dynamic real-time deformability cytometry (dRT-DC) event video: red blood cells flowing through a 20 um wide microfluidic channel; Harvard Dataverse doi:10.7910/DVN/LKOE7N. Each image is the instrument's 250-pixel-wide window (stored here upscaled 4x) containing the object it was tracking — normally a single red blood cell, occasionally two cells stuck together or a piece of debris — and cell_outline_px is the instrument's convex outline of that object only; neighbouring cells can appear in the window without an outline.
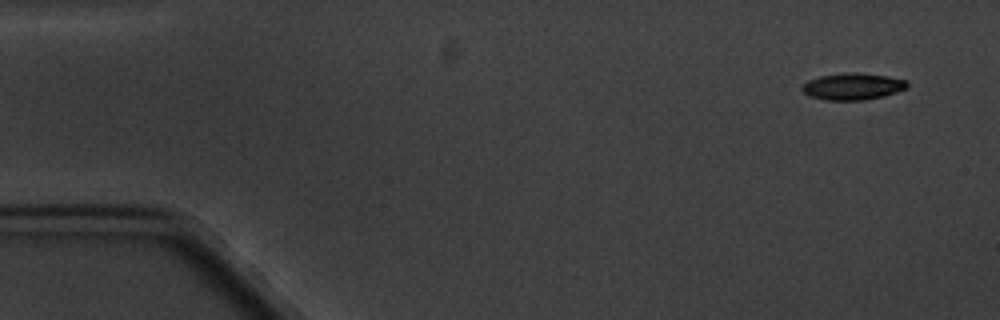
{"species": "common noctule bat (a hibernating species)", "species_latin": "Nyctalus noctula", "temperature_condition": "cold", "stored_images_in_passage": 5, "segment_of_instrument_passage": [2, 2], "camera_frame_rate_fps": 3000, "um_per_image_px": 0.085, "animal": {"sex": "male", "body_mass_g": 20.1, "forearm_length_mm": 53.5}, "frame": {"image": 1, "passage_image": 5, "time_ms": 5.333, "image_size_px": [1000, 320], "cell_outline_px": [[908, 88], [884, 96], [864, 100], [824, 100], [812, 96], [804, 92], [800, 88], [808, 80], [820, 76], [848, 72], [856, 72], [888, 76], [904, 80], [908, 84]], "centroid_in_image_um": [72.49, 7.34], "position_along_channel_um": 12.5, "area_um2": 16.3}}